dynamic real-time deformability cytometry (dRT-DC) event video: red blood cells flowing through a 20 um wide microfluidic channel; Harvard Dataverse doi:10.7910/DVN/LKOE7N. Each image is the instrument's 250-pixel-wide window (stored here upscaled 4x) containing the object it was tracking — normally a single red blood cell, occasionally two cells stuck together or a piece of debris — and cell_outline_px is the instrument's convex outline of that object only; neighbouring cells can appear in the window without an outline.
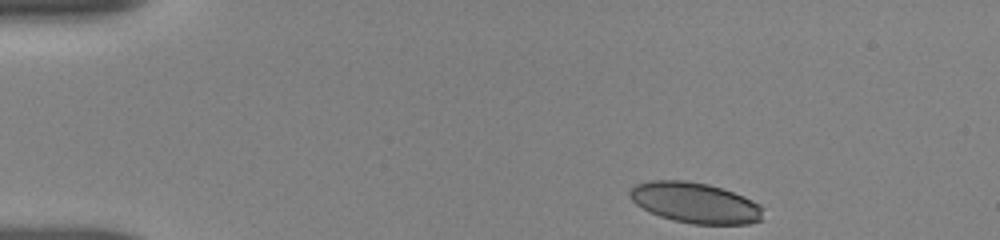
{"species": "human", "species_latin": "Homo sapiens", "temperature_condition": "room temperature", "stored_images_in_passage": 24, "camera_frame_rate_fps": 3000, "um_per_image_px": 0.085, "donor": {"sex": "female"}, "frame": {"image": 1, "passage_image": 1, "time_ms": 0.0, "image_size_px": [1000, 240], "cell_outline_px": [[764, 220], [748, 224], [692, 224], [672, 220], [660, 216], [636, 204], [628, 196], [628, 192], [636, 184], [648, 180], [688, 180], [708, 184], [744, 196], [760, 204], [764, 208]], "centroid_in_image_um": [59.12, 17.24], "position_along_channel_um": 25.9, "area_um2": 31.79}}
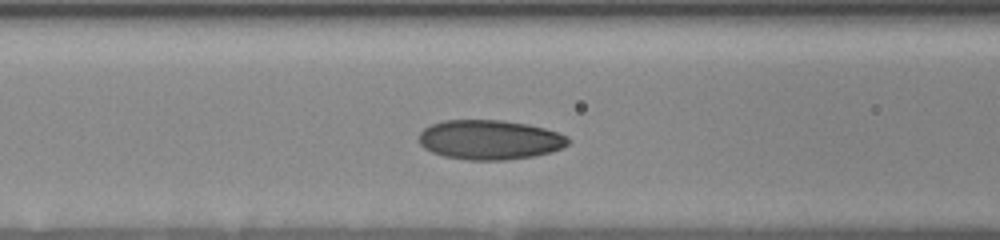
{"frame": {"image": 2, "passage_image": 16, "time_ms": 4.667, "image_size_px": [1000, 240], "cell_outline_px": [[572, 140], [568, 144], [552, 152], [532, 156], [504, 160], [468, 160], [444, 156], [432, 152], [424, 148], [420, 144], [420, 132], [424, 128], [432, 124], [444, 120], [500, 120], [528, 124], [544, 128], [568, 136]], "centroid_in_image_um": [41.63, 11.88], "position_along_channel_um": 125.0, "area_um2": 34.39}}
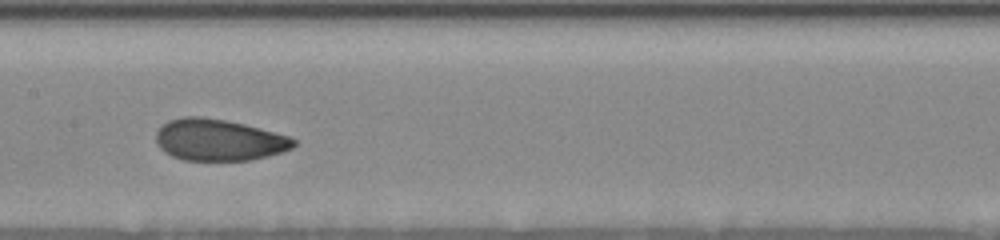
{"frame": {"image": 3, "passage_image": 23, "time_ms": 6.333, "image_size_px": [1000, 240], "cell_outline_px": [[296, 144], [292, 148], [268, 156], [252, 160], [184, 160], [172, 156], [164, 152], [156, 144], [156, 132], [168, 120], [184, 116], [200, 116], [224, 120], [244, 124], [292, 136], [296, 140]], "centroid_in_image_um": [18.6, 11.89], "position_along_channel_um": 188.8, "area_um2": 33.47}}